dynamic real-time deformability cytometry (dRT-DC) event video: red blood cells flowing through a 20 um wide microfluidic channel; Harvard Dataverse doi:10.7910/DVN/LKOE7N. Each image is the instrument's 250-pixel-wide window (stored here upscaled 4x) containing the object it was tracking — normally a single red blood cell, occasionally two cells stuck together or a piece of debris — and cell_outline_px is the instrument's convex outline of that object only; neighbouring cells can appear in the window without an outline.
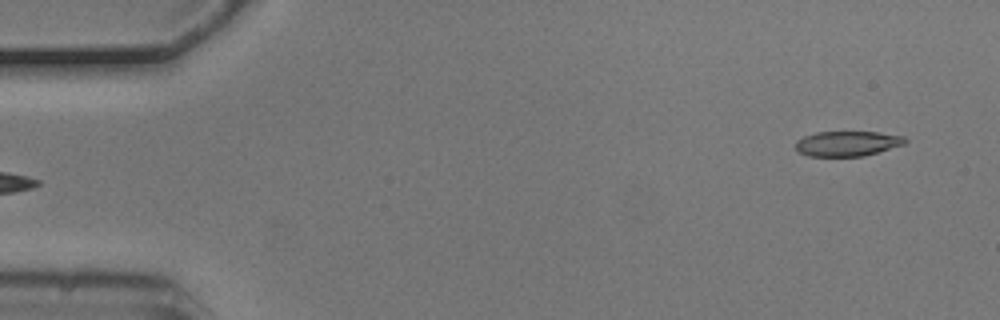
{"species": "common noctule bat (a hibernating species)", "species_latin": "Nyctalus noctula", "temperature_condition": "cold", "stored_images_in_passage": 6, "segment_of_instrument_passage": [2, 2], "camera_frame_rate_fps": 3000, "um_per_image_px": 0.085, "animal": {"sex": "male", "body_mass_g": 20.5, "forearm_length_mm": 52.5}, "frame": {"image": 1, "passage_image": 6, "time_ms": 1.667, "image_size_px": [1000, 320], "cell_outline_px": [[908, 140], [904, 144], [864, 156], [808, 156], [800, 152], [796, 148], [796, 140], [804, 136], [816, 132], [876, 132], [904, 136]], "centroid_in_image_um": [72.02, 12.2], "position_along_channel_um": 13.0, "area_um2": 15.9}}